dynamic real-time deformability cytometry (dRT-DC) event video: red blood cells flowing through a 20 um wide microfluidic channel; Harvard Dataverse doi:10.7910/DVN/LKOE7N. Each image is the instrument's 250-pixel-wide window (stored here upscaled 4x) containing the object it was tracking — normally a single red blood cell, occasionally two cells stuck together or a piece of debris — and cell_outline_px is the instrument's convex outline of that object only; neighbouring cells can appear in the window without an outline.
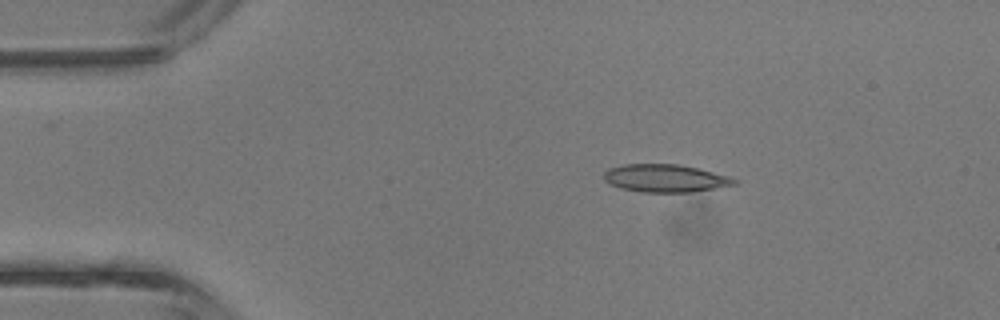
{"species": "common noctule bat (a hibernating species)", "species_latin": "Nyctalus noctula", "temperature_condition": "room temperature", "stored_images_in_passage": 3, "camera_frame_rate_fps": 3000, "um_per_image_px": 0.085, "animal": {"sex": "male", "body_mass_g": 13.3}, "frame": {"image": 1, "passage_image": 2, "time_ms": 0.333, "image_size_px": [1000, 320], "cell_outline_px": [[740, 184], [692, 192], [640, 192], [620, 188], [604, 180], [604, 172], [608, 168], [624, 164], [680, 164], [700, 168], [732, 176], [740, 180]], "centroid_in_image_um": [56.64, 15.14], "position_along_channel_um": 28.4, "area_um2": 21.56}}